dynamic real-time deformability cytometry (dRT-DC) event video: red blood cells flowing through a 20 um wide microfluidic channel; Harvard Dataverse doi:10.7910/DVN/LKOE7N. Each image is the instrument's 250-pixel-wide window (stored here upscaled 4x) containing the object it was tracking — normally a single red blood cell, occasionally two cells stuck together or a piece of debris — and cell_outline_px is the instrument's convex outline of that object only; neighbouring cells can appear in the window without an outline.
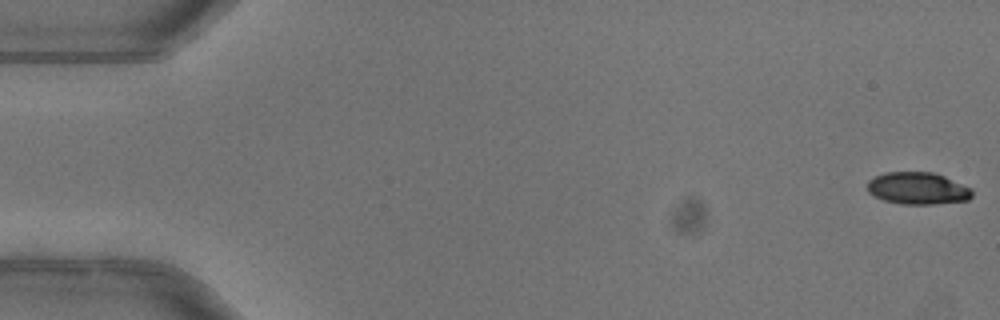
{"species": "common noctule bat (a hibernating species)", "species_latin": "Nyctalus noctula", "temperature_condition": "warm", "stored_images_in_passage": 17, "camera_frame_rate_fps": 3000, "um_per_image_px": 0.085, "animal": {"sex": "female"}, "frame": {"image": 1, "passage_image": 1, "time_ms": 0.0, "image_size_px": [1000, 320], "cell_outline_px": [[972, 196], [968, 200], [932, 204], [900, 204], [884, 200], [868, 192], [868, 180], [884, 172], [932, 172], [944, 176], [972, 188]], "centroid_in_image_um": [78.01, 16.0], "position_along_channel_um": 7.0, "area_um2": 19.54}}
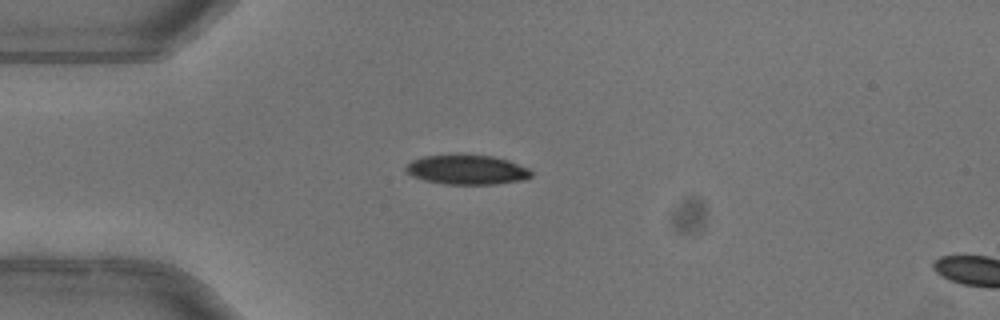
{"frame": {"image": 2, "passage_image": 14, "time_ms": 4.333, "image_size_px": [1000, 320], "cell_outline_px": [[532, 176], [524, 180], [496, 184], [444, 184], [424, 180], [412, 176], [404, 168], [412, 160], [424, 156], [492, 156], [508, 160], [528, 168], [532, 172]], "centroid_in_image_um": [39.71, 14.45], "position_along_channel_um": 45.3, "area_um2": 21.21}}